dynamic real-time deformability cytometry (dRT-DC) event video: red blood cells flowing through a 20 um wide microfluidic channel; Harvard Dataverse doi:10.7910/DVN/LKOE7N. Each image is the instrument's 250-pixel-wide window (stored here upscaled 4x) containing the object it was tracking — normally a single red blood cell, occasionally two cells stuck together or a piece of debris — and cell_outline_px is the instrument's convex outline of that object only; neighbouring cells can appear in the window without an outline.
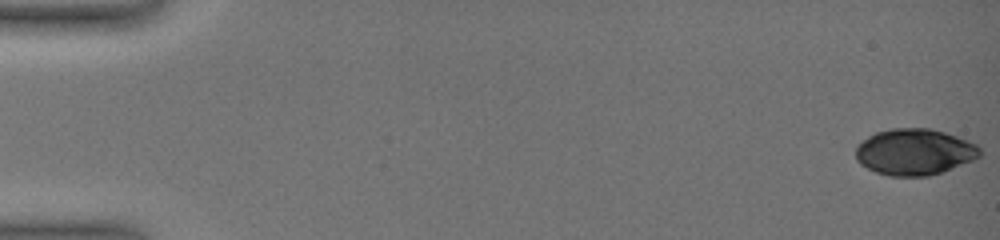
{"species": "common noctule bat (a hibernating species)", "species_latin": "Nyctalus noctula", "temperature_condition": "warm", "stored_images_in_passage": 14, "camera_frame_rate_fps": 3000, "um_per_image_px": 0.085, "animal": {"sex": "female", "body_mass_g": 19.0, "forearm_length_mm": 51.5}, "frame": {"image": 1, "passage_image": 1, "time_ms": 0.0, "image_size_px": [1000, 240], "cell_outline_px": [[980, 156], [976, 160], [928, 176], [888, 176], [876, 172], [860, 164], [856, 160], [856, 148], [868, 136], [876, 132], [892, 128], [928, 128], [944, 132], [956, 136], [976, 144], [980, 148]], "centroid_in_image_um": [77.74, 12.92], "position_along_channel_um": 7.3, "area_um2": 33.41}}
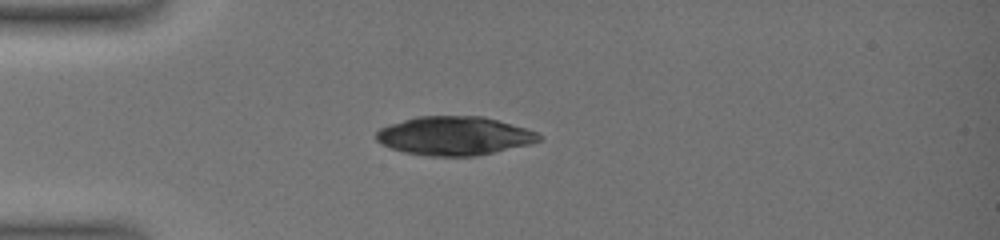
{"frame": {"image": 2, "passage_image": 10, "time_ms": 5.333, "image_size_px": [1000, 240], "cell_outline_px": [[544, 136], [540, 140], [532, 144], [476, 156], [428, 156], [404, 152], [380, 144], [376, 140], [376, 132], [380, 128], [388, 124], [416, 116], [484, 116], [524, 128], [536, 132]], "centroid_in_image_um": [38.6, 11.55], "position_along_channel_um": 46.4, "area_um2": 36.88}}